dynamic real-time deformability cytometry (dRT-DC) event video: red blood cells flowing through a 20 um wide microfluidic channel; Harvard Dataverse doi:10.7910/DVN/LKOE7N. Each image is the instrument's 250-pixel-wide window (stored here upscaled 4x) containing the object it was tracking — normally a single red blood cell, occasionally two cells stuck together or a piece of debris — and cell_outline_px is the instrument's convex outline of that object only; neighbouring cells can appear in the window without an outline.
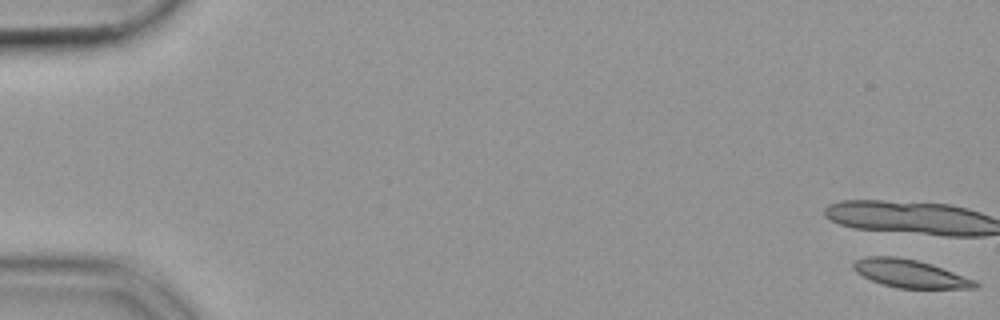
{"species": "common noctule bat (a hibernating species)", "species_latin": "Nyctalus noctula", "temperature_condition": "cold", "stored_images_in_passage": 14, "camera_frame_rate_fps": 3000, "um_per_image_px": 0.085, "animal": {"sex": "female", "body_mass_g": 19.9}, "frame": {"image": 1, "passage_image": 1, "time_ms": 0.0, "image_size_px": [1000, 320], "cell_outline_px": [[980, 284], [976, 288], [896, 288], [880, 284], [856, 272], [852, 268], [852, 264], [856, 260], [864, 256], [896, 256], [916, 260], [932, 264], [976, 280]], "centroid_in_image_um": [77.34, 23.25], "position_along_channel_um": 7.7, "area_um2": 19.94}}